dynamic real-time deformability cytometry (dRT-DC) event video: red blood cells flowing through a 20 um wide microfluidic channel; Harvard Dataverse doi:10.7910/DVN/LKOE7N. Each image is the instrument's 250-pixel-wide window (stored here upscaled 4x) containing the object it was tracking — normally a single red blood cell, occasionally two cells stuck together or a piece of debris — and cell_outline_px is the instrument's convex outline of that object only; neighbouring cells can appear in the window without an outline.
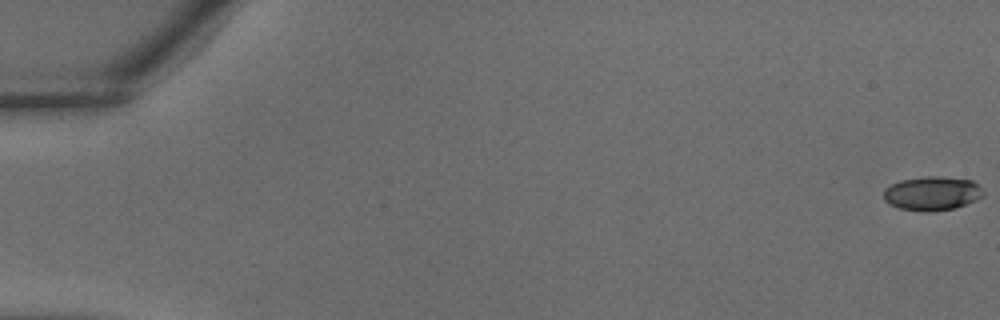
{"species": "common noctule bat (a hibernating species)", "species_latin": "Nyctalus noctula", "temperature_condition": "warm", "stored_images_in_passage": 39, "camera_frame_rate_fps": 3000, "um_per_image_px": 0.085, "animal": {"sex": "male", "body_mass_g": 18.8}, "frame": {"image": 1, "passage_image": 1, "time_ms": 0.0, "image_size_px": [1000, 320], "cell_outline_px": [[984, 196], [976, 200], [952, 208], [928, 212], [924, 212], [900, 208], [888, 204], [884, 200], [884, 188], [900, 180], [924, 176], [940, 176], [972, 180], [984, 192]], "centroid_in_image_um": [79.2, 16.43], "position_along_channel_um": 5.8, "area_um2": 19.71}}
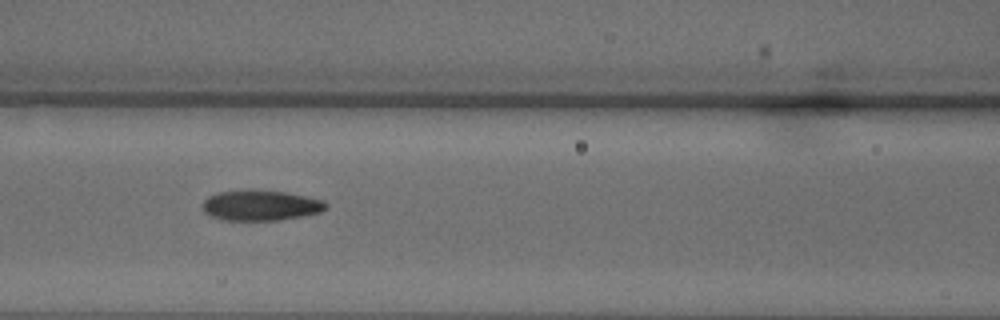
{"frame": {"image": 2, "passage_image": 18, "time_ms": 5.667, "image_size_px": [1000, 320], "cell_outline_px": [[328, 208], [320, 212], [304, 216], [276, 220], [224, 220], [208, 216], [204, 212], [204, 200], [208, 196], [216, 192], [252, 188], [284, 192], [324, 200], [328, 204]], "centroid_in_image_um": [22.14, 17.44], "position_along_channel_um": 144.5, "area_um2": 22.25}}
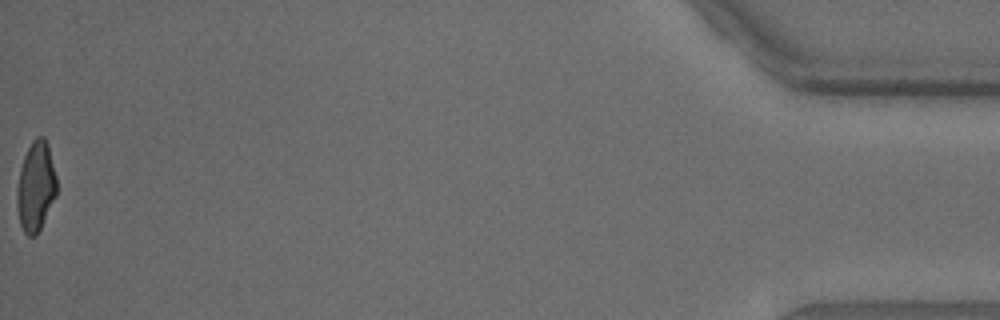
{"frame": {"image": 3, "passage_image": 39, "time_ms": 12.667, "image_size_px": [1000, 320], "cell_outline_px": [[56, 196], [36, 236], [28, 236], [24, 232], [20, 224], [16, 204], [16, 192], [20, 168], [24, 156], [32, 140], [36, 136], [44, 136], [48, 144], [56, 176]], "centroid_in_image_um": [3.03, 15.84], "position_along_channel_um": 432.2, "area_um2": 20.81}}